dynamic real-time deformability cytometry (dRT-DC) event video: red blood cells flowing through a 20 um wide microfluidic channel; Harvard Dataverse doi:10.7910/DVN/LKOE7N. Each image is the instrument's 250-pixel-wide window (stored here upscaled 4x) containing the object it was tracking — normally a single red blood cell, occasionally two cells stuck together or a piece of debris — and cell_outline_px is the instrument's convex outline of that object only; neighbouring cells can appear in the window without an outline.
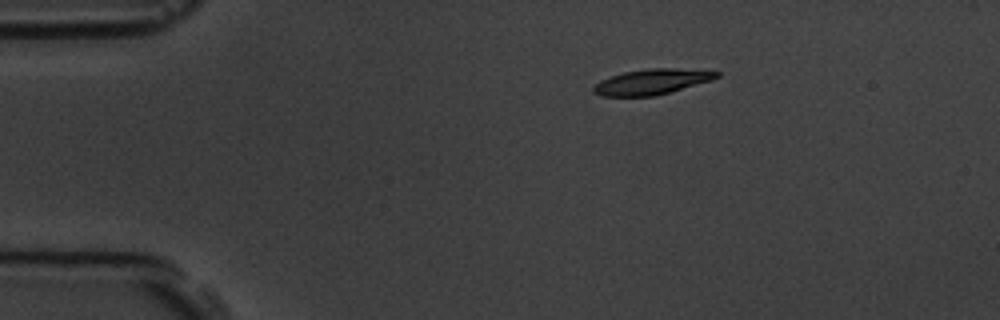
{"species": "common noctule bat (a hibernating species)", "species_latin": "Nyctalus noctula", "temperature_condition": "room temperature", "stored_images_in_passage": 3, "camera_frame_rate_fps": 3000, "um_per_image_px": 0.085, "animal": {"sex": "male", "body_mass_g": 19.5, "forearm_length_mm": 54.6}, "frame": {"image": 1, "passage_image": 1, "time_ms": 0.0, "image_size_px": [1000, 320], "cell_outline_px": [[720, 76], [712, 80], [668, 92], [652, 96], [600, 96], [592, 92], [592, 88], [600, 80], [624, 72], [648, 68], [676, 68], [720, 72]], "centroid_in_image_um": [55.37, 6.95], "position_along_channel_um": 29.6, "area_um2": 18.03}}